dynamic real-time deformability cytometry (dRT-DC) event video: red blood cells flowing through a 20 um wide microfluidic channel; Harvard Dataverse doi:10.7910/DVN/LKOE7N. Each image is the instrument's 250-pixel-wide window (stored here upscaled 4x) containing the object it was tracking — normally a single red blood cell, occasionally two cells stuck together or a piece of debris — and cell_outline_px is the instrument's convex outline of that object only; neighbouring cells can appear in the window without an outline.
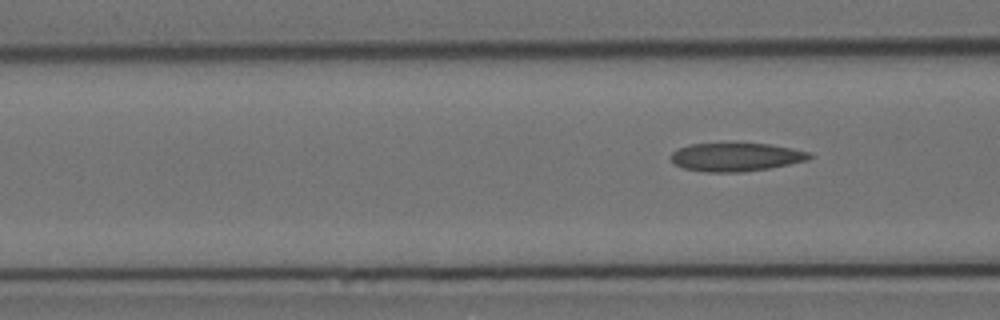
{"species": "Egyptian fruit bat (a non-hibernating species)", "species_latin": "Rousettus aegyptiacus", "temperature_condition": "cold", "stored_images_in_passage": 6, "segment_of_instrument_passage": [2, 2], "camera_frame_rate_fps": 3000, "um_per_image_px": 0.085, "animal": {"sex": "female"}, "frame": {"image": 1, "passage_image": 6, "time_ms": 7.333, "image_size_px": [1000, 320], "cell_outline_px": [[812, 156], [808, 160], [768, 168], [744, 172], [704, 172], [684, 168], [676, 164], [672, 160], [672, 152], [680, 148], [692, 144], [768, 144], [792, 148], [812, 152]], "centroid_in_image_um": [62.6, 13.36], "position_along_channel_um": 104.0, "area_um2": 22.6}}